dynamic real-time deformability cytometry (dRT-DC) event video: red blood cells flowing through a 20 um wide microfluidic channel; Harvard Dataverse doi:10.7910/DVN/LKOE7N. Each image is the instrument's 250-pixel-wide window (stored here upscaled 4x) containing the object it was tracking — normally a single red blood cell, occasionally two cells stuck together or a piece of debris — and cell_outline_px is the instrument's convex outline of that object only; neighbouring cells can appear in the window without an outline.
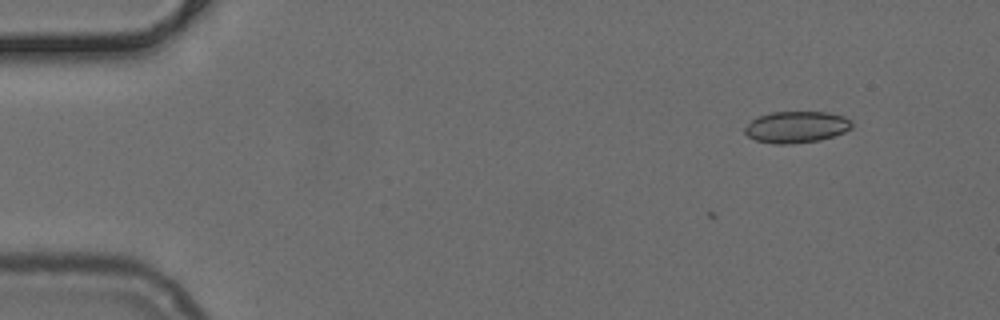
{"species": "common noctule bat (a hibernating species)", "species_latin": "Nyctalus noctula", "temperature_condition": "cold", "stored_images_in_passage": 4, "camera_frame_rate_fps": 3000, "um_per_image_px": 0.085, "animal": {"sex": "female", "body_mass_g": 24.6, "forearm_length_mm": 56.2}, "frame": {"image": 1, "passage_image": 2, "time_ms": 0.333, "image_size_px": [1000, 320], "cell_outline_px": [[852, 128], [844, 132], [820, 140], [792, 144], [772, 144], [756, 140], [748, 136], [744, 132], [744, 128], [756, 116], [772, 112], [828, 112], [844, 116], [852, 120]], "centroid_in_image_um": [67.69, 10.79], "position_along_channel_um": 17.3, "area_um2": 19.83}}